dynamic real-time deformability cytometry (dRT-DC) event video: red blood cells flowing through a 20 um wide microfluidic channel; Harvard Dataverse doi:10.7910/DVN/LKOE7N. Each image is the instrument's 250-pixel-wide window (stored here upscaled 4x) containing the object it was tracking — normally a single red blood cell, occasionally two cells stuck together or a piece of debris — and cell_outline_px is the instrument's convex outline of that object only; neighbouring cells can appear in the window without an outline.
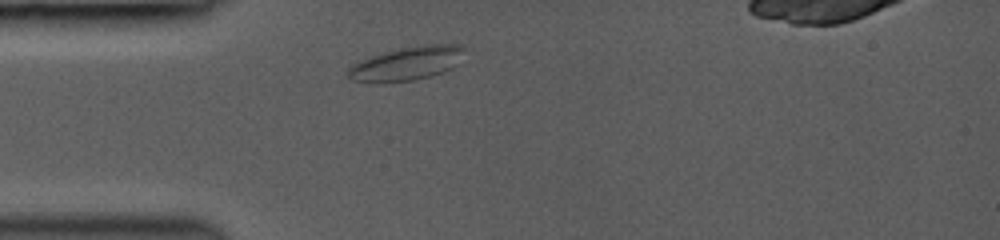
{"species": "common noctule bat (a hibernating species)", "species_latin": "Nyctalus noctula", "temperature_condition": "room temperature", "stored_images_in_passage": 8, "camera_frame_rate_fps": 3000, "um_per_image_px": 0.085, "animal": {"sex": "female", "body_mass_g": 19.0, "forearm_length_mm": 53.3}, "frame": {"image": 1, "passage_image": 1, "time_ms": 0.0, "image_size_px": [1000, 240], "cell_outline_px": [[464, 48], [460, 64], [444, 72], [432, 76], [412, 80], [380, 84], [372, 84], [352, 80], [348, 76], [348, 68], [352, 64], [360, 60], [384, 52], [400, 48], [424, 44], [464, 44]], "centroid_in_image_um": [34.59, 5.41], "position_along_channel_um": 50.4, "area_um2": 23.41}}
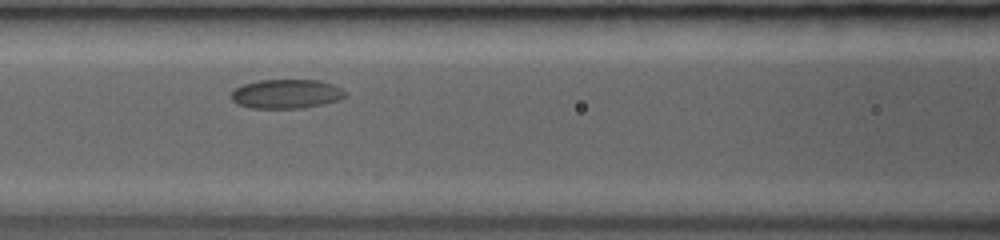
{"frame": {"image": 2, "passage_image": 6, "time_ms": 2.667, "image_size_px": [1000, 240], "cell_outline_px": [[348, 92], [340, 100], [324, 104], [300, 108], [252, 108], [236, 104], [232, 100], [232, 92], [236, 88], [244, 84], [260, 80], [320, 80], [332, 84]], "centroid_in_image_um": [24.36, 7.98], "position_along_channel_um": 142.2, "area_um2": 19.36}}
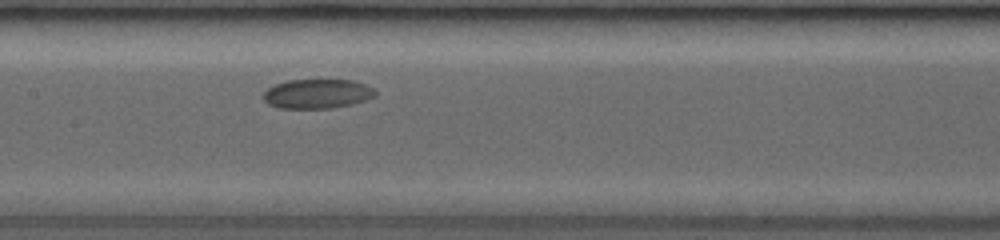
{"frame": {"image": 3, "passage_image": 8, "time_ms": 3.667, "image_size_px": [1000, 240], "cell_outline_px": [[376, 96], [352, 104], [332, 108], [280, 108], [268, 104], [260, 96], [268, 88], [276, 84], [288, 80], [356, 80], [372, 88], [376, 92]], "centroid_in_image_um": [26.94, 7.97], "position_along_channel_um": 180.5, "area_um2": 19.19}}